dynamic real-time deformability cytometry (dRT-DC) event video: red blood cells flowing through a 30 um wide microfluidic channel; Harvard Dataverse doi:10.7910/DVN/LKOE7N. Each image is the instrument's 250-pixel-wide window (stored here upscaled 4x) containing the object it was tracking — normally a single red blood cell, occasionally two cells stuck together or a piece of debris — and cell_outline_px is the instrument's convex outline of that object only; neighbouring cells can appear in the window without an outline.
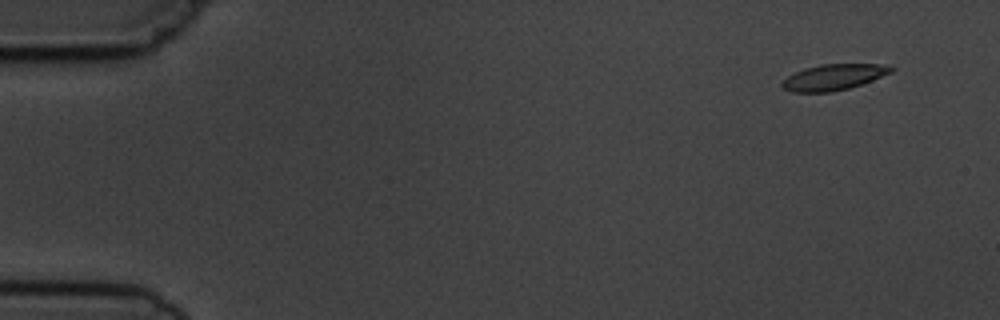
{"species": "common noctule bat (a hibernating species)", "species_latin": "Nyctalus noctula", "temperature_condition": "cold", "stored_images_in_passage": 9, "camera_frame_rate_fps": 3000, "um_per_image_px": 0.085, "animal": {"sex": "male", "body_mass_g": 19.5, "forearm_length_mm": 54.6}, "frame": {"image": 1, "passage_image": 1, "time_ms": 0.0, "image_size_px": [1000, 320], "cell_outline_px": [[896, 68], [892, 72], [872, 80], [848, 88], [832, 92], [792, 92], [784, 88], [780, 84], [788, 76], [804, 68], [820, 64], [880, 64]], "centroid_in_image_um": [70.85, 6.55], "position_along_channel_um": 14.2, "area_um2": 16.3}}
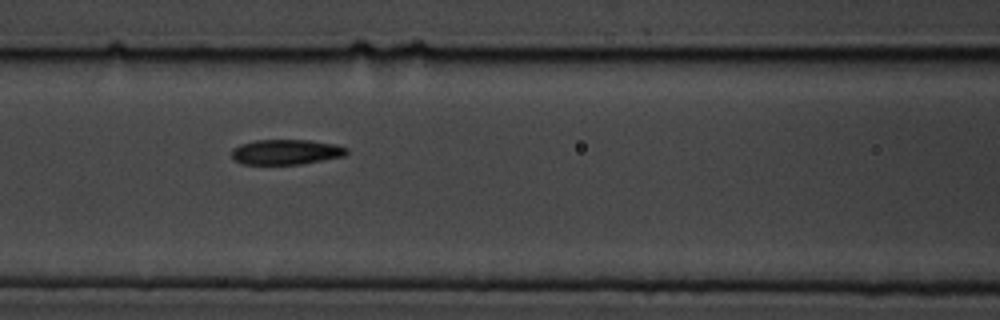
{"frame": {"image": 2, "passage_image": 7, "time_ms": 6.667, "image_size_px": [1000, 320], "cell_outline_px": [[348, 152], [344, 156], [300, 164], [240, 164], [232, 160], [232, 148], [240, 144], [256, 140], [312, 140], [336, 144], [348, 148]], "centroid_in_image_um": [24.29, 12.91], "position_along_channel_um": 142.3, "area_um2": 16.99}}
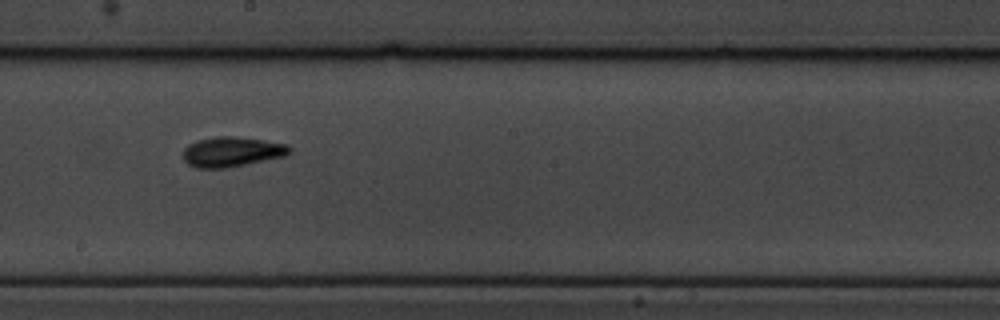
{"frame": {"image": 3, "passage_image": 9, "time_ms": 9.0, "image_size_px": [1000, 320], "cell_outline_px": [[292, 152], [284, 156], [224, 168], [196, 168], [188, 164], [184, 160], [184, 148], [188, 144], [196, 140], [216, 136], [236, 136], [264, 140], [288, 144], [292, 148]], "centroid_in_image_um": [19.7, 12.88], "position_along_channel_um": 228.5, "area_um2": 18.61}}